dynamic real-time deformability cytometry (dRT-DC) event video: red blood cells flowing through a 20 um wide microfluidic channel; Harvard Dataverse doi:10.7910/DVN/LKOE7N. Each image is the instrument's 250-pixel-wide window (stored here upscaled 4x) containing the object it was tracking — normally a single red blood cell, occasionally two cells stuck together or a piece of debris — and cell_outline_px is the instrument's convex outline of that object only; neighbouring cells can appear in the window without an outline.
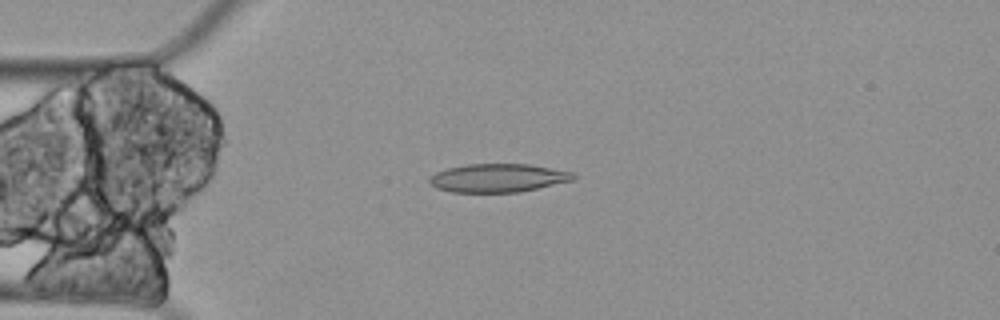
{"species": "Egyptian fruit bat (a non-hibernating species)", "species_latin": "Rousettus aegyptiacus", "temperature_condition": "cold", "stored_images_in_passage": 4, "camera_frame_rate_fps": 3000, "um_per_image_px": 0.085, "animal": {"sex": "female"}, "frame": {"image": 1, "passage_image": 4, "time_ms": 1.0, "image_size_px": [1000, 320], "cell_outline_px": [[576, 176], [572, 180], [520, 192], [452, 192], [436, 188], [428, 180], [436, 172], [448, 168], [468, 164], [528, 164], [576, 172]], "centroid_in_image_um": [42.36, 15.12], "position_along_channel_um": 42.6, "area_um2": 23.7}}